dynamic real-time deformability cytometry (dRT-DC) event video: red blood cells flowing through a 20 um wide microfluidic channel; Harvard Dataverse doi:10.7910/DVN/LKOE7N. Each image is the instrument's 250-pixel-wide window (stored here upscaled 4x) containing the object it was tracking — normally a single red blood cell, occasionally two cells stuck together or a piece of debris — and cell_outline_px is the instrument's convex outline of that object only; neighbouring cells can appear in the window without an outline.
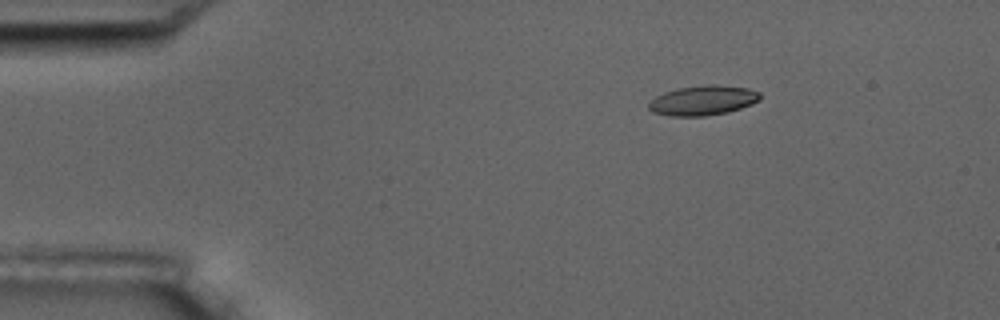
{"species": "common noctule bat (a hibernating species)", "species_latin": "Nyctalus noctula", "temperature_condition": "room temperature", "stored_images_in_passage": 5, "camera_frame_rate_fps": 3000, "um_per_image_px": 0.085, "animal": {"sex": "male", "body_mass_g": 17.5, "forearm_length_mm": 52.3}, "frame": {"image": 1, "passage_image": 2, "time_ms": 2.0, "image_size_px": [1000, 320], "cell_outline_px": [[760, 100], [752, 104], [728, 112], [704, 116], [668, 116], [652, 112], [648, 108], [648, 104], [656, 96], [664, 92], [676, 88], [712, 84], [716, 84], [748, 88], [760, 92]], "centroid_in_image_um": [59.74, 8.53], "position_along_channel_um": 25.3, "area_um2": 19.42}}
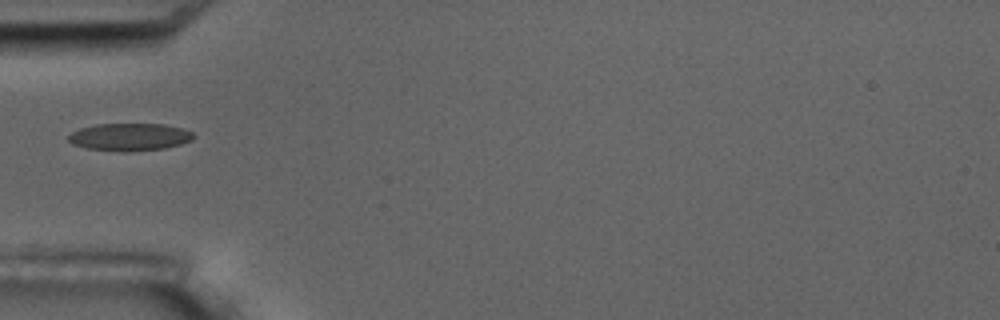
{"frame": {"image": 2, "passage_image": 5, "time_ms": 5.333, "image_size_px": [1000, 320], "cell_outline_px": [[196, 136], [192, 140], [180, 144], [164, 148], [124, 152], [88, 148], [72, 144], [68, 140], [68, 136], [72, 132], [80, 128], [96, 124], [164, 124], [180, 128], [192, 132]], "centroid_in_image_um": [11.02, 11.64], "position_along_channel_um": 74.0, "area_um2": 19.94}}